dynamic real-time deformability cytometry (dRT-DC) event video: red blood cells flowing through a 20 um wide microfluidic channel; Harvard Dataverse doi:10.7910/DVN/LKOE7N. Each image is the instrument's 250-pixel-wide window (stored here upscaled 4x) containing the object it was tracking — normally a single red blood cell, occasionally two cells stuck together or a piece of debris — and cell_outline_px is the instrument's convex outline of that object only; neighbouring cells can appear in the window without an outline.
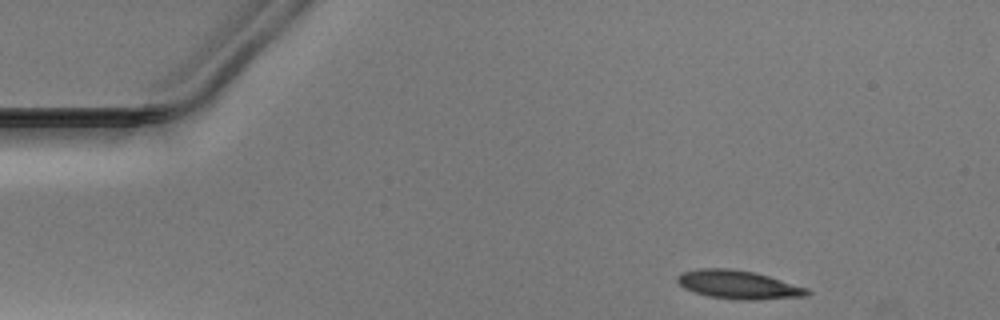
{"species": "Egyptian fruit bat (a non-hibernating species)", "species_latin": "Rousettus aegyptiacus", "temperature_condition": "warm", "stored_images_in_passage": 35, "camera_frame_rate_fps": 3000, "um_per_image_px": 0.085, "animal": {"sex": "male"}, "frame": {"image": 1, "passage_image": 1, "time_ms": 0.0, "image_size_px": [1000, 320], "cell_outline_px": [[812, 292], [808, 296], [748, 300], [744, 300], [708, 296], [684, 288], [676, 280], [676, 276], [684, 272], [700, 268], [732, 268], [756, 272], [808, 288]], "centroid_in_image_um": [62.79, 24.18], "position_along_channel_um": 22.2, "area_um2": 21.5}}
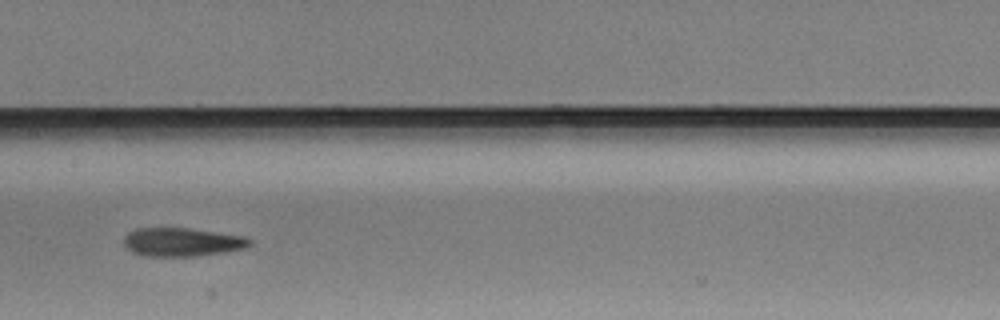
{"frame": {"image": 2, "passage_image": 20, "time_ms": 6.333, "image_size_px": [1000, 320], "cell_outline_px": [[252, 244], [244, 248], [224, 252], [192, 256], [144, 256], [132, 252], [124, 244], [124, 236], [128, 232], [136, 228], [188, 228], [244, 236], [252, 240]], "centroid_in_image_um": [15.46, 20.57], "position_along_channel_um": 191.9, "area_um2": 20.87}}
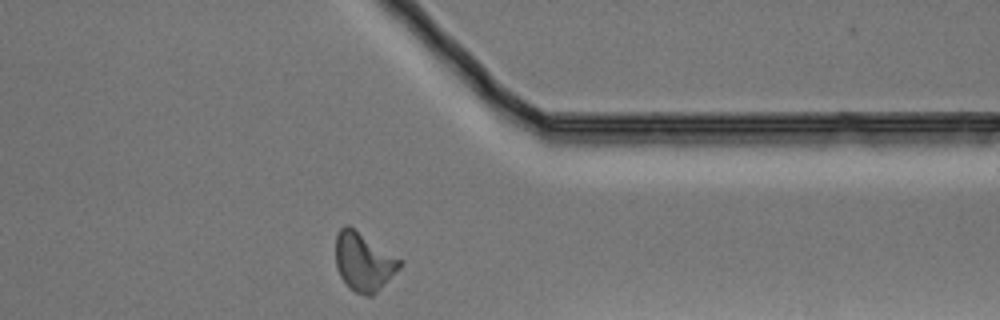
{"frame": {"image": 3, "passage_image": 35, "time_ms": 11.333, "image_size_px": [1000, 320], "cell_outline_px": [[404, 260], [400, 268], [372, 296], [364, 296], [348, 288], [340, 276], [336, 264], [336, 236], [340, 228], [344, 224], [348, 224]], "centroid_in_image_um": [30.92, 22.23], "position_along_channel_um": 380.5, "area_um2": 22.02}}